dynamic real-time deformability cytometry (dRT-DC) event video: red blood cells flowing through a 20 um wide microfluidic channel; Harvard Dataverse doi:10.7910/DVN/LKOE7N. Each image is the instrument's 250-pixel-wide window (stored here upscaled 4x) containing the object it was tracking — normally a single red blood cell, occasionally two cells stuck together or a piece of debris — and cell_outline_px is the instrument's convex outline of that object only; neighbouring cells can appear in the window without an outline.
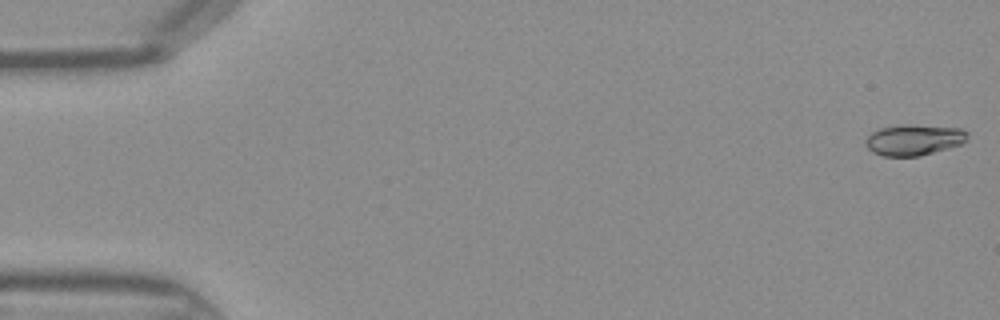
{"species": "Egyptian fruit bat (a non-hibernating species)", "species_latin": "Rousettus aegyptiacus", "temperature_condition": "warm", "stored_images_in_passage": 45, "camera_frame_rate_fps": 3000, "um_per_image_px": 0.085, "frame": {"image": 1, "passage_image": 1, "time_ms": 0.0, "image_size_px": [1000, 320], "cell_outline_px": [[968, 140], [964, 144], [920, 156], [884, 156], [872, 152], [864, 144], [864, 140], [872, 132], [880, 128], [904, 124], [908, 124], [964, 128], [968, 132]], "centroid_in_image_um": [77.73, 11.88], "position_along_channel_um": 7.3, "area_um2": 18.73}}
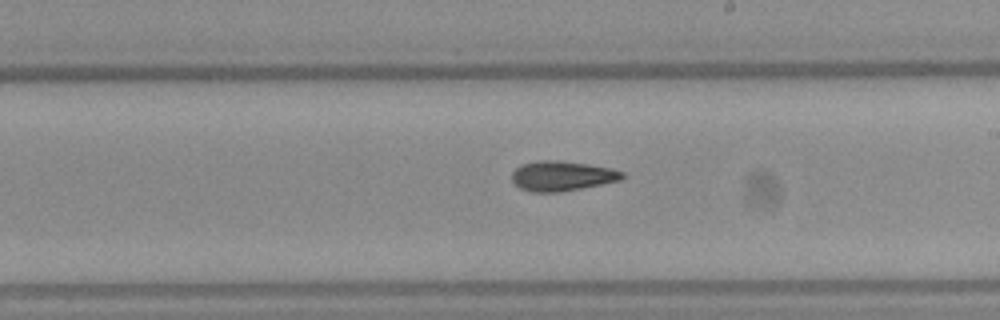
{"frame": {"image": 2, "passage_image": 26, "time_ms": 8.333, "image_size_px": [1000, 320], "cell_outline_px": [[624, 176], [620, 180], [560, 192], [532, 192], [520, 188], [512, 180], [512, 172], [520, 164], [540, 160], [556, 160], [588, 164], [612, 168], [624, 172]], "centroid_in_image_um": [47.75, 14.94], "position_along_channel_um": 241.3, "area_um2": 19.13}}
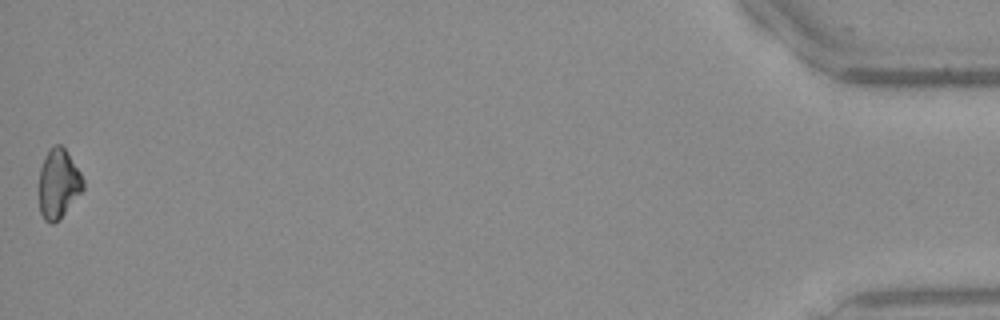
{"frame": {"image": 3, "passage_image": 45, "time_ms": 14.667, "image_size_px": [1000, 320], "cell_outline_px": [[84, 188], [64, 212], [52, 224], [44, 220], [40, 212], [40, 168], [44, 156], [52, 144], [60, 144], [64, 148], [80, 172], [84, 180]], "centroid_in_image_um": [4.95, 15.56], "position_along_channel_um": 430.2, "area_um2": 17.4}}